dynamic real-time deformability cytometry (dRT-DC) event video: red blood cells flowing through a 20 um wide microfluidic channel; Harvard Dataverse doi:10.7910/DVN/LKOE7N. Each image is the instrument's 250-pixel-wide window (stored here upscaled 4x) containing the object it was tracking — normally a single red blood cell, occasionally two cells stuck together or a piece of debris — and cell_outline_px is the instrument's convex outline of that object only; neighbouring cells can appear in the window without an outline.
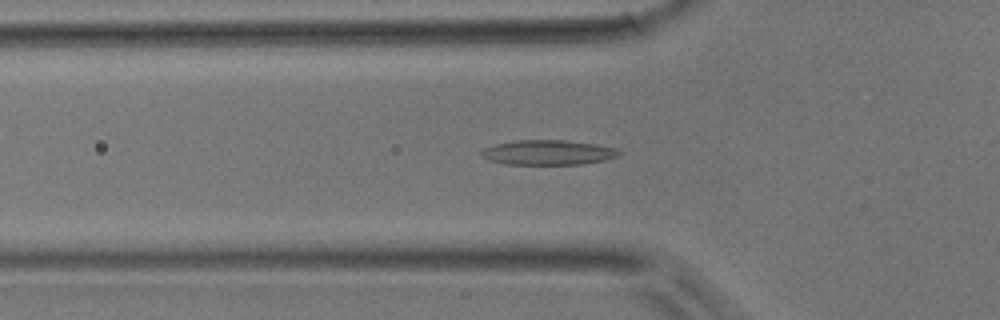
{"species": "common noctule bat (a hibernating species)", "species_latin": "Nyctalus noctula", "temperature_condition": "room temperature", "stored_images_in_passage": 51, "camera_frame_rate_fps": 3000, "um_per_image_px": 0.085, "animal": {"sex": "male", "body_mass_g": 17.9}, "frame": {"image": 1, "passage_image": 16, "time_ms": 5.0, "image_size_px": [1000, 320], "cell_outline_px": [[624, 152], [620, 156], [604, 160], [584, 164], [504, 164], [488, 160], [480, 156], [480, 152], [484, 148], [496, 144], [516, 140], [564, 140], [596, 144], [616, 148]], "centroid_in_image_um": [46.61, 12.96], "position_along_channel_um": 79.2, "area_um2": 20.11}}
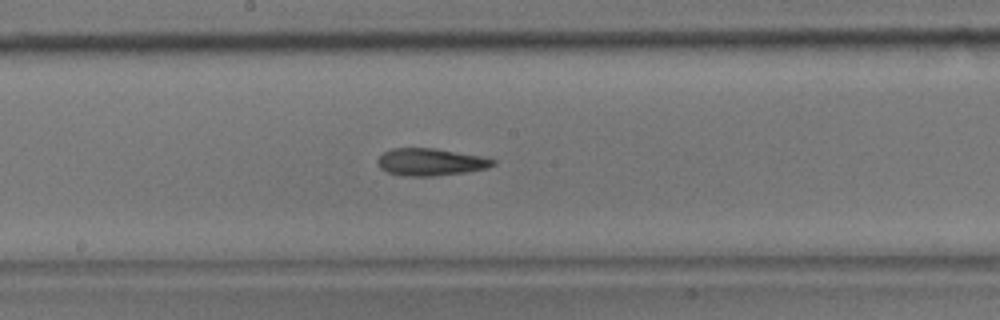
{"frame": {"image": 2, "passage_image": 26, "time_ms": 8.333, "image_size_px": [1000, 320], "cell_outline_px": [[496, 164], [488, 168], [464, 172], [432, 176], [404, 176], [388, 172], [380, 168], [376, 164], [376, 160], [384, 152], [392, 148], [436, 148], [484, 156], [496, 160]], "centroid_in_image_um": [36.61, 13.76], "position_along_channel_um": 211.6, "area_um2": 18.5}}
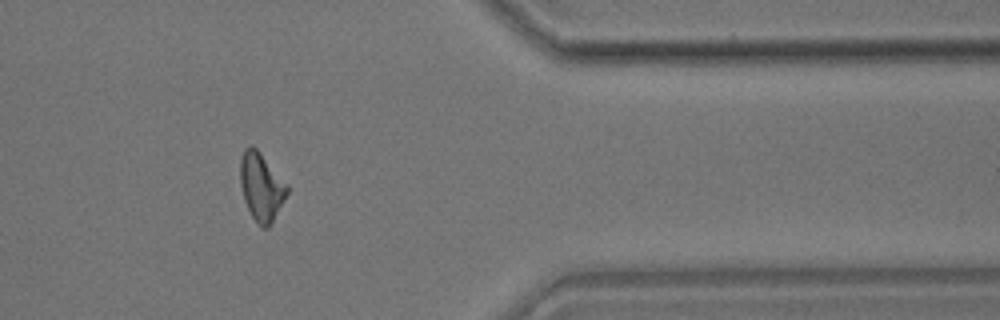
{"frame": {"image": 3, "passage_image": 41, "time_ms": 13.333, "image_size_px": [1000, 320], "cell_outline_px": [[288, 192], [284, 200], [268, 228], [260, 228], [252, 216], [244, 200], [240, 184], [240, 160], [244, 148], [248, 144], [252, 144], [260, 152], [288, 184]], "centroid_in_image_um": [22.2, 15.85], "position_along_channel_um": 389.2, "area_um2": 18.61}}